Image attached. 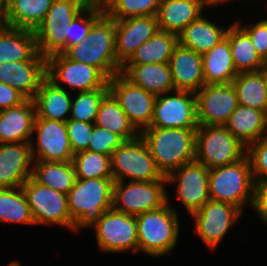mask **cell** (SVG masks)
<instances>
[{
  "mask_svg": "<svg viewBox=\"0 0 267 266\" xmlns=\"http://www.w3.org/2000/svg\"><path fill=\"white\" fill-rule=\"evenodd\" d=\"M169 197L167 195V204L162 208L136 216L138 253L161 258L178 245L180 218Z\"/></svg>",
  "mask_w": 267,
  "mask_h": 266,
  "instance_id": "3",
  "label": "cell"
},
{
  "mask_svg": "<svg viewBox=\"0 0 267 266\" xmlns=\"http://www.w3.org/2000/svg\"><path fill=\"white\" fill-rule=\"evenodd\" d=\"M196 129L148 127L140 132L163 176L195 161Z\"/></svg>",
  "mask_w": 267,
  "mask_h": 266,
  "instance_id": "1",
  "label": "cell"
},
{
  "mask_svg": "<svg viewBox=\"0 0 267 266\" xmlns=\"http://www.w3.org/2000/svg\"><path fill=\"white\" fill-rule=\"evenodd\" d=\"M167 187L176 185L175 197L189 215L199 210L209 196V169L195 161L182 165L166 176Z\"/></svg>",
  "mask_w": 267,
  "mask_h": 266,
  "instance_id": "15",
  "label": "cell"
},
{
  "mask_svg": "<svg viewBox=\"0 0 267 266\" xmlns=\"http://www.w3.org/2000/svg\"><path fill=\"white\" fill-rule=\"evenodd\" d=\"M215 20L202 14L190 23L179 35L178 43L198 54H205L226 37L229 27H221Z\"/></svg>",
  "mask_w": 267,
  "mask_h": 266,
  "instance_id": "25",
  "label": "cell"
},
{
  "mask_svg": "<svg viewBox=\"0 0 267 266\" xmlns=\"http://www.w3.org/2000/svg\"><path fill=\"white\" fill-rule=\"evenodd\" d=\"M178 44V36L176 34L157 30L150 39L136 49L135 53L124 65L168 63Z\"/></svg>",
  "mask_w": 267,
  "mask_h": 266,
  "instance_id": "32",
  "label": "cell"
},
{
  "mask_svg": "<svg viewBox=\"0 0 267 266\" xmlns=\"http://www.w3.org/2000/svg\"><path fill=\"white\" fill-rule=\"evenodd\" d=\"M83 10L80 0H54L40 24H71Z\"/></svg>",
  "mask_w": 267,
  "mask_h": 266,
  "instance_id": "42",
  "label": "cell"
},
{
  "mask_svg": "<svg viewBox=\"0 0 267 266\" xmlns=\"http://www.w3.org/2000/svg\"><path fill=\"white\" fill-rule=\"evenodd\" d=\"M111 164L115 182H151L164 177L140 135L123 141L112 153Z\"/></svg>",
  "mask_w": 267,
  "mask_h": 266,
  "instance_id": "7",
  "label": "cell"
},
{
  "mask_svg": "<svg viewBox=\"0 0 267 266\" xmlns=\"http://www.w3.org/2000/svg\"><path fill=\"white\" fill-rule=\"evenodd\" d=\"M36 107L26 99L20 105L0 111V144L30 143L33 137Z\"/></svg>",
  "mask_w": 267,
  "mask_h": 266,
  "instance_id": "22",
  "label": "cell"
},
{
  "mask_svg": "<svg viewBox=\"0 0 267 266\" xmlns=\"http://www.w3.org/2000/svg\"><path fill=\"white\" fill-rule=\"evenodd\" d=\"M246 155V147L224 125L196 129L195 160L208 169L229 165Z\"/></svg>",
  "mask_w": 267,
  "mask_h": 266,
  "instance_id": "6",
  "label": "cell"
},
{
  "mask_svg": "<svg viewBox=\"0 0 267 266\" xmlns=\"http://www.w3.org/2000/svg\"><path fill=\"white\" fill-rule=\"evenodd\" d=\"M30 143L0 144V188H16L32 176Z\"/></svg>",
  "mask_w": 267,
  "mask_h": 266,
  "instance_id": "20",
  "label": "cell"
},
{
  "mask_svg": "<svg viewBox=\"0 0 267 266\" xmlns=\"http://www.w3.org/2000/svg\"><path fill=\"white\" fill-rule=\"evenodd\" d=\"M46 78V57L39 52L31 60L0 64V82L9 84L26 99L33 100Z\"/></svg>",
  "mask_w": 267,
  "mask_h": 266,
  "instance_id": "18",
  "label": "cell"
},
{
  "mask_svg": "<svg viewBox=\"0 0 267 266\" xmlns=\"http://www.w3.org/2000/svg\"><path fill=\"white\" fill-rule=\"evenodd\" d=\"M54 0H10L6 4V26L35 30Z\"/></svg>",
  "mask_w": 267,
  "mask_h": 266,
  "instance_id": "31",
  "label": "cell"
},
{
  "mask_svg": "<svg viewBox=\"0 0 267 266\" xmlns=\"http://www.w3.org/2000/svg\"><path fill=\"white\" fill-rule=\"evenodd\" d=\"M95 125L117 134L123 141L140 135L110 92L100 102Z\"/></svg>",
  "mask_w": 267,
  "mask_h": 266,
  "instance_id": "34",
  "label": "cell"
},
{
  "mask_svg": "<svg viewBox=\"0 0 267 266\" xmlns=\"http://www.w3.org/2000/svg\"><path fill=\"white\" fill-rule=\"evenodd\" d=\"M195 95L198 125H225L238 106L236 91L232 83L205 84Z\"/></svg>",
  "mask_w": 267,
  "mask_h": 266,
  "instance_id": "17",
  "label": "cell"
},
{
  "mask_svg": "<svg viewBox=\"0 0 267 266\" xmlns=\"http://www.w3.org/2000/svg\"><path fill=\"white\" fill-rule=\"evenodd\" d=\"M103 14L100 11L84 9L72 20L71 24H66V50L79 44Z\"/></svg>",
  "mask_w": 267,
  "mask_h": 266,
  "instance_id": "41",
  "label": "cell"
},
{
  "mask_svg": "<svg viewBox=\"0 0 267 266\" xmlns=\"http://www.w3.org/2000/svg\"><path fill=\"white\" fill-rule=\"evenodd\" d=\"M36 117L66 122L70 118L72 93L56 86L47 77L33 99Z\"/></svg>",
  "mask_w": 267,
  "mask_h": 266,
  "instance_id": "27",
  "label": "cell"
},
{
  "mask_svg": "<svg viewBox=\"0 0 267 266\" xmlns=\"http://www.w3.org/2000/svg\"><path fill=\"white\" fill-rule=\"evenodd\" d=\"M208 5L210 6V8L214 7V8H217V6H220L221 4H227V3H230L231 1H234V0H206ZM227 2V3H226Z\"/></svg>",
  "mask_w": 267,
  "mask_h": 266,
  "instance_id": "51",
  "label": "cell"
},
{
  "mask_svg": "<svg viewBox=\"0 0 267 266\" xmlns=\"http://www.w3.org/2000/svg\"><path fill=\"white\" fill-rule=\"evenodd\" d=\"M6 26V3L0 0V28Z\"/></svg>",
  "mask_w": 267,
  "mask_h": 266,
  "instance_id": "50",
  "label": "cell"
},
{
  "mask_svg": "<svg viewBox=\"0 0 267 266\" xmlns=\"http://www.w3.org/2000/svg\"><path fill=\"white\" fill-rule=\"evenodd\" d=\"M202 61L205 84H229L238 74L227 37L203 54Z\"/></svg>",
  "mask_w": 267,
  "mask_h": 266,
  "instance_id": "29",
  "label": "cell"
},
{
  "mask_svg": "<svg viewBox=\"0 0 267 266\" xmlns=\"http://www.w3.org/2000/svg\"><path fill=\"white\" fill-rule=\"evenodd\" d=\"M31 151L33 160L70 162L74 156L66 122L35 117Z\"/></svg>",
  "mask_w": 267,
  "mask_h": 266,
  "instance_id": "14",
  "label": "cell"
},
{
  "mask_svg": "<svg viewBox=\"0 0 267 266\" xmlns=\"http://www.w3.org/2000/svg\"><path fill=\"white\" fill-rule=\"evenodd\" d=\"M168 63L175 90L197 93L205 85L201 54L178 44Z\"/></svg>",
  "mask_w": 267,
  "mask_h": 266,
  "instance_id": "21",
  "label": "cell"
},
{
  "mask_svg": "<svg viewBox=\"0 0 267 266\" xmlns=\"http://www.w3.org/2000/svg\"><path fill=\"white\" fill-rule=\"evenodd\" d=\"M229 40L233 64L238 73L262 70L267 63L259 56L249 35L235 22L230 24Z\"/></svg>",
  "mask_w": 267,
  "mask_h": 266,
  "instance_id": "30",
  "label": "cell"
},
{
  "mask_svg": "<svg viewBox=\"0 0 267 266\" xmlns=\"http://www.w3.org/2000/svg\"><path fill=\"white\" fill-rule=\"evenodd\" d=\"M72 163L76 178H113L111 156L85 150L75 153Z\"/></svg>",
  "mask_w": 267,
  "mask_h": 266,
  "instance_id": "37",
  "label": "cell"
},
{
  "mask_svg": "<svg viewBox=\"0 0 267 266\" xmlns=\"http://www.w3.org/2000/svg\"><path fill=\"white\" fill-rule=\"evenodd\" d=\"M84 9L100 11L106 14L116 0H80Z\"/></svg>",
  "mask_w": 267,
  "mask_h": 266,
  "instance_id": "49",
  "label": "cell"
},
{
  "mask_svg": "<svg viewBox=\"0 0 267 266\" xmlns=\"http://www.w3.org/2000/svg\"><path fill=\"white\" fill-rule=\"evenodd\" d=\"M255 183L267 182V135L246 148Z\"/></svg>",
  "mask_w": 267,
  "mask_h": 266,
  "instance_id": "43",
  "label": "cell"
},
{
  "mask_svg": "<svg viewBox=\"0 0 267 266\" xmlns=\"http://www.w3.org/2000/svg\"><path fill=\"white\" fill-rule=\"evenodd\" d=\"M161 0H116L106 13L114 20L130 17L156 16Z\"/></svg>",
  "mask_w": 267,
  "mask_h": 266,
  "instance_id": "40",
  "label": "cell"
},
{
  "mask_svg": "<svg viewBox=\"0 0 267 266\" xmlns=\"http://www.w3.org/2000/svg\"><path fill=\"white\" fill-rule=\"evenodd\" d=\"M267 225V182H258L254 186L253 202L251 208Z\"/></svg>",
  "mask_w": 267,
  "mask_h": 266,
  "instance_id": "47",
  "label": "cell"
},
{
  "mask_svg": "<svg viewBox=\"0 0 267 266\" xmlns=\"http://www.w3.org/2000/svg\"><path fill=\"white\" fill-rule=\"evenodd\" d=\"M120 73L135 86L155 96L175 91L169 63L123 65Z\"/></svg>",
  "mask_w": 267,
  "mask_h": 266,
  "instance_id": "24",
  "label": "cell"
},
{
  "mask_svg": "<svg viewBox=\"0 0 267 266\" xmlns=\"http://www.w3.org/2000/svg\"><path fill=\"white\" fill-rule=\"evenodd\" d=\"M46 77L70 93L109 89L108 79L97 68L73 61L64 53L46 58Z\"/></svg>",
  "mask_w": 267,
  "mask_h": 266,
  "instance_id": "9",
  "label": "cell"
},
{
  "mask_svg": "<svg viewBox=\"0 0 267 266\" xmlns=\"http://www.w3.org/2000/svg\"><path fill=\"white\" fill-rule=\"evenodd\" d=\"M22 189L36 225L63 227L74 233L67 195L37 182L32 176L23 184Z\"/></svg>",
  "mask_w": 267,
  "mask_h": 266,
  "instance_id": "8",
  "label": "cell"
},
{
  "mask_svg": "<svg viewBox=\"0 0 267 266\" xmlns=\"http://www.w3.org/2000/svg\"><path fill=\"white\" fill-rule=\"evenodd\" d=\"M123 140L115 133L94 124L88 143V151L112 156Z\"/></svg>",
  "mask_w": 267,
  "mask_h": 266,
  "instance_id": "44",
  "label": "cell"
},
{
  "mask_svg": "<svg viewBox=\"0 0 267 266\" xmlns=\"http://www.w3.org/2000/svg\"><path fill=\"white\" fill-rule=\"evenodd\" d=\"M150 127L197 128L195 93L175 90L156 96Z\"/></svg>",
  "mask_w": 267,
  "mask_h": 266,
  "instance_id": "13",
  "label": "cell"
},
{
  "mask_svg": "<svg viewBox=\"0 0 267 266\" xmlns=\"http://www.w3.org/2000/svg\"><path fill=\"white\" fill-rule=\"evenodd\" d=\"M109 92L139 131L150 127L156 96L135 86L121 73L108 80Z\"/></svg>",
  "mask_w": 267,
  "mask_h": 266,
  "instance_id": "16",
  "label": "cell"
},
{
  "mask_svg": "<svg viewBox=\"0 0 267 266\" xmlns=\"http://www.w3.org/2000/svg\"><path fill=\"white\" fill-rule=\"evenodd\" d=\"M243 214L234 205L208 200L199 210L191 214L194 232L211 252L215 251Z\"/></svg>",
  "mask_w": 267,
  "mask_h": 266,
  "instance_id": "12",
  "label": "cell"
},
{
  "mask_svg": "<svg viewBox=\"0 0 267 266\" xmlns=\"http://www.w3.org/2000/svg\"><path fill=\"white\" fill-rule=\"evenodd\" d=\"M0 222L35 225L22 187L0 188Z\"/></svg>",
  "mask_w": 267,
  "mask_h": 266,
  "instance_id": "36",
  "label": "cell"
},
{
  "mask_svg": "<svg viewBox=\"0 0 267 266\" xmlns=\"http://www.w3.org/2000/svg\"><path fill=\"white\" fill-rule=\"evenodd\" d=\"M94 228L97 247L101 252L138 254L137 218L114 208L103 213L90 227Z\"/></svg>",
  "mask_w": 267,
  "mask_h": 266,
  "instance_id": "11",
  "label": "cell"
},
{
  "mask_svg": "<svg viewBox=\"0 0 267 266\" xmlns=\"http://www.w3.org/2000/svg\"><path fill=\"white\" fill-rule=\"evenodd\" d=\"M6 4L10 1V0H3Z\"/></svg>",
  "mask_w": 267,
  "mask_h": 266,
  "instance_id": "55",
  "label": "cell"
},
{
  "mask_svg": "<svg viewBox=\"0 0 267 266\" xmlns=\"http://www.w3.org/2000/svg\"><path fill=\"white\" fill-rule=\"evenodd\" d=\"M7 266H23L18 259L11 261Z\"/></svg>",
  "mask_w": 267,
  "mask_h": 266,
  "instance_id": "52",
  "label": "cell"
},
{
  "mask_svg": "<svg viewBox=\"0 0 267 266\" xmlns=\"http://www.w3.org/2000/svg\"><path fill=\"white\" fill-rule=\"evenodd\" d=\"M113 178H76L67 194L74 232L90 229L107 210L113 208Z\"/></svg>",
  "mask_w": 267,
  "mask_h": 266,
  "instance_id": "4",
  "label": "cell"
},
{
  "mask_svg": "<svg viewBox=\"0 0 267 266\" xmlns=\"http://www.w3.org/2000/svg\"><path fill=\"white\" fill-rule=\"evenodd\" d=\"M26 98L9 84L0 82V111L20 105Z\"/></svg>",
  "mask_w": 267,
  "mask_h": 266,
  "instance_id": "48",
  "label": "cell"
},
{
  "mask_svg": "<svg viewBox=\"0 0 267 266\" xmlns=\"http://www.w3.org/2000/svg\"><path fill=\"white\" fill-rule=\"evenodd\" d=\"M265 8H267V3H266V7ZM265 13H266V15H267V9H266V11H265ZM266 18H260L264 23H265V25L267 26V16H265Z\"/></svg>",
  "mask_w": 267,
  "mask_h": 266,
  "instance_id": "53",
  "label": "cell"
},
{
  "mask_svg": "<svg viewBox=\"0 0 267 266\" xmlns=\"http://www.w3.org/2000/svg\"><path fill=\"white\" fill-rule=\"evenodd\" d=\"M205 7H210L206 0H161L156 15L158 28L178 36L207 10Z\"/></svg>",
  "mask_w": 267,
  "mask_h": 266,
  "instance_id": "23",
  "label": "cell"
},
{
  "mask_svg": "<svg viewBox=\"0 0 267 266\" xmlns=\"http://www.w3.org/2000/svg\"><path fill=\"white\" fill-rule=\"evenodd\" d=\"M32 177L40 184L66 195L76 181V173L72 161L33 160Z\"/></svg>",
  "mask_w": 267,
  "mask_h": 266,
  "instance_id": "35",
  "label": "cell"
},
{
  "mask_svg": "<svg viewBox=\"0 0 267 266\" xmlns=\"http://www.w3.org/2000/svg\"><path fill=\"white\" fill-rule=\"evenodd\" d=\"M235 22L249 35L259 56L267 63V26L260 19L254 23L242 24L241 19Z\"/></svg>",
  "mask_w": 267,
  "mask_h": 266,
  "instance_id": "46",
  "label": "cell"
},
{
  "mask_svg": "<svg viewBox=\"0 0 267 266\" xmlns=\"http://www.w3.org/2000/svg\"><path fill=\"white\" fill-rule=\"evenodd\" d=\"M115 40V20L103 14L86 37L79 44L69 47L64 54L73 61L97 68L109 80L122 68L116 58Z\"/></svg>",
  "mask_w": 267,
  "mask_h": 266,
  "instance_id": "2",
  "label": "cell"
},
{
  "mask_svg": "<svg viewBox=\"0 0 267 266\" xmlns=\"http://www.w3.org/2000/svg\"><path fill=\"white\" fill-rule=\"evenodd\" d=\"M263 69L265 71L266 88H267V65Z\"/></svg>",
  "mask_w": 267,
  "mask_h": 266,
  "instance_id": "54",
  "label": "cell"
},
{
  "mask_svg": "<svg viewBox=\"0 0 267 266\" xmlns=\"http://www.w3.org/2000/svg\"><path fill=\"white\" fill-rule=\"evenodd\" d=\"M208 186L210 200L234 205L242 212L245 205L251 208L255 181L247 155L235 163L209 169Z\"/></svg>",
  "mask_w": 267,
  "mask_h": 266,
  "instance_id": "5",
  "label": "cell"
},
{
  "mask_svg": "<svg viewBox=\"0 0 267 266\" xmlns=\"http://www.w3.org/2000/svg\"><path fill=\"white\" fill-rule=\"evenodd\" d=\"M238 104L251 107L267 114V88L264 69L240 72L232 81Z\"/></svg>",
  "mask_w": 267,
  "mask_h": 266,
  "instance_id": "33",
  "label": "cell"
},
{
  "mask_svg": "<svg viewBox=\"0 0 267 266\" xmlns=\"http://www.w3.org/2000/svg\"><path fill=\"white\" fill-rule=\"evenodd\" d=\"M224 126L247 148L267 135V114L238 104Z\"/></svg>",
  "mask_w": 267,
  "mask_h": 266,
  "instance_id": "26",
  "label": "cell"
},
{
  "mask_svg": "<svg viewBox=\"0 0 267 266\" xmlns=\"http://www.w3.org/2000/svg\"><path fill=\"white\" fill-rule=\"evenodd\" d=\"M108 92L109 89H96L73 93L69 119L95 123L100 102Z\"/></svg>",
  "mask_w": 267,
  "mask_h": 266,
  "instance_id": "38",
  "label": "cell"
},
{
  "mask_svg": "<svg viewBox=\"0 0 267 266\" xmlns=\"http://www.w3.org/2000/svg\"><path fill=\"white\" fill-rule=\"evenodd\" d=\"M37 53L33 30L8 26L0 28V64L31 60Z\"/></svg>",
  "mask_w": 267,
  "mask_h": 266,
  "instance_id": "28",
  "label": "cell"
},
{
  "mask_svg": "<svg viewBox=\"0 0 267 266\" xmlns=\"http://www.w3.org/2000/svg\"><path fill=\"white\" fill-rule=\"evenodd\" d=\"M159 30L156 16L130 17L115 20V52L117 62L123 66L141 44Z\"/></svg>",
  "mask_w": 267,
  "mask_h": 266,
  "instance_id": "19",
  "label": "cell"
},
{
  "mask_svg": "<svg viewBox=\"0 0 267 266\" xmlns=\"http://www.w3.org/2000/svg\"><path fill=\"white\" fill-rule=\"evenodd\" d=\"M95 123L81 122L68 119L66 121L68 138L73 154L88 149L90 135Z\"/></svg>",
  "mask_w": 267,
  "mask_h": 266,
  "instance_id": "45",
  "label": "cell"
},
{
  "mask_svg": "<svg viewBox=\"0 0 267 266\" xmlns=\"http://www.w3.org/2000/svg\"><path fill=\"white\" fill-rule=\"evenodd\" d=\"M166 186L165 176L151 182L117 181L114 183L113 208L133 216L160 209L167 204Z\"/></svg>",
  "mask_w": 267,
  "mask_h": 266,
  "instance_id": "10",
  "label": "cell"
},
{
  "mask_svg": "<svg viewBox=\"0 0 267 266\" xmlns=\"http://www.w3.org/2000/svg\"><path fill=\"white\" fill-rule=\"evenodd\" d=\"M38 52L49 57L66 51L65 24H39L34 30Z\"/></svg>",
  "mask_w": 267,
  "mask_h": 266,
  "instance_id": "39",
  "label": "cell"
}]
</instances>
